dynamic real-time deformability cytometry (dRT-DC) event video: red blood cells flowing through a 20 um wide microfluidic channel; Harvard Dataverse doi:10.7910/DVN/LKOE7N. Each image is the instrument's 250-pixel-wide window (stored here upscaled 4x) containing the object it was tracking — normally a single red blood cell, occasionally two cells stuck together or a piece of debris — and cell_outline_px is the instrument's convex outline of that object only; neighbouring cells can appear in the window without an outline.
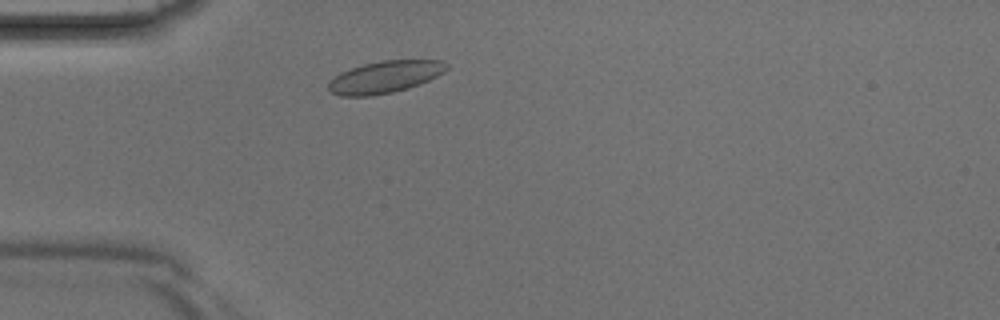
{"species": "Egyptian fruit bat (a non-hibernating species)", "species_latin": "Rousettus aegyptiacus", "temperature_condition": "room temperature", "stored_images_in_passage": 1, "camera_frame_rate_fps": 3000, "um_per_image_px": 0.085, "animal": {"sex": "male"}, "frame": {"image": 1, "passage_image": 1, "time_ms": 0.0, "image_size_px": [1000, 320], "cell_outline_px": [[448, 68], [444, 72], [428, 80], [408, 88], [392, 92], [372, 96], [340, 96], [328, 92], [328, 80], [340, 72], [364, 64], [384, 60], [440, 60], [448, 64]], "centroid_in_image_um": [32.67, 6.55], "position_along_channel_um": 52.3, "area_um2": 22.08}}